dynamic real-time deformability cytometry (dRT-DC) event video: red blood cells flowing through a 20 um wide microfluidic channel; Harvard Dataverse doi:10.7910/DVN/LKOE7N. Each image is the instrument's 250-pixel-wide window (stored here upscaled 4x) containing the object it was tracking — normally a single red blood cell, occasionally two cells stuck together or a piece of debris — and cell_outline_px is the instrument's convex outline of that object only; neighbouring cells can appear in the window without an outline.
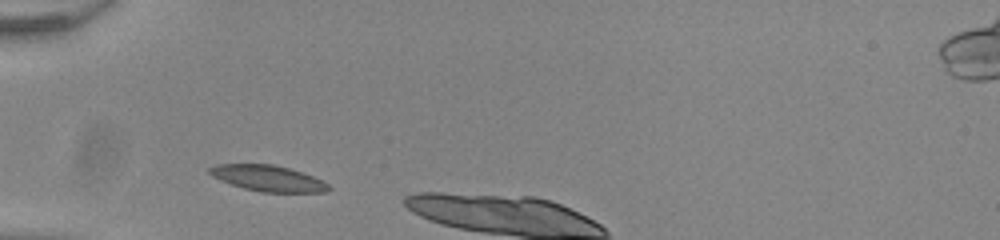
{"species": "common noctule bat (a hibernating species)", "species_latin": "Nyctalus noctula", "temperature_condition": "room temperature", "stored_images_in_passage": 6, "camera_frame_rate_fps": 3000, "um_per_image_px": 0.085, "animal": {"sex": "male", "body_mass_g": 20.0, "forearm_length_mm": 53.3}, "frame": {"image": 1, "passage_image": 3, "time_ms": 0.667, "image_size_px": [1000, 240], "cell_outline_px": [[332, 188], [324, 192], [264, 192], [244, 188], [232, 184], [212, 176], [208, 172], [208, 168], [216, 164], [272, 164], [288, 168], [312, 176], [328, 184]], "centroid_in_image_um": [22.76, 15.15], "position_along_channel_um": 62.2, "area_um2": 17.69}}